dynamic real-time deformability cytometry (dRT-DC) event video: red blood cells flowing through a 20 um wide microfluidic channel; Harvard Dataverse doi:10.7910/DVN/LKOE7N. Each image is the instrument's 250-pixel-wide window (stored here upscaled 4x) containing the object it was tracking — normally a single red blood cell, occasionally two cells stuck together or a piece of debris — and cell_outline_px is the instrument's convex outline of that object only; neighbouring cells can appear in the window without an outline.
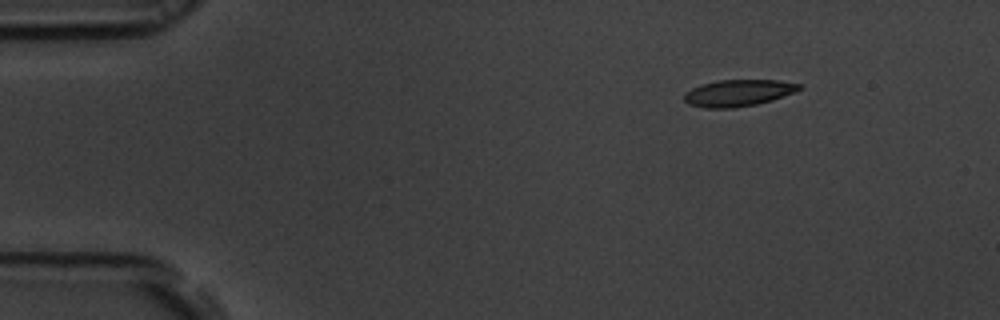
{"species": "common noctule bat (a hibernating species)", "species_latin": "Nyctalus noctula", "temperature_condition": "room temperature", "stored_images_in_passage": 49, "camera_frame_rate_fps": 3000, "um_per_image_px": 0.085, "animal": {"sex": "male", "body_mass_g": 19.5, "forearm_length_mm": 54.6}, "frame": {"image": 1, "passage_image": 1, "time_ms": 0.0, "image_size_px": [1000, 320], "cell_outline_px": [[804, 88], [796, 92], [772, 100], [756, 104], [732, 108], [704, 108], [688, 104], [684, 100], [684, 92], [700, 84], [716, 80], [776, 80], [804, 84]], "centroid_in_image_um": [62.77, 7.89], "position_along_channel_um": 22.2, "area_um2": 18.15}}
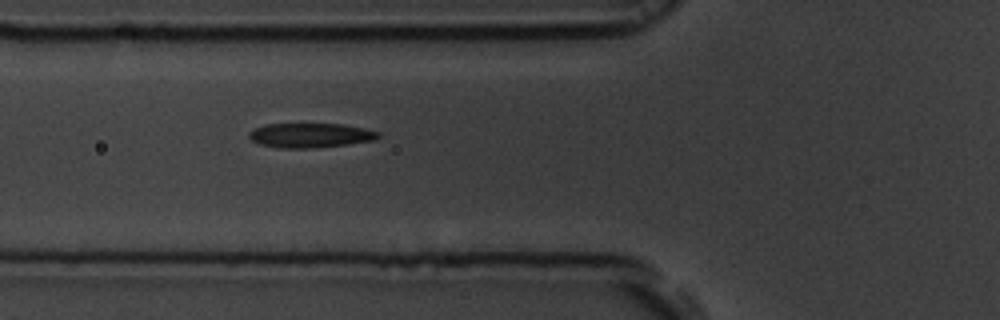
{"frame": {"image": 2, "passage_image": 14, "time_ms": 4.333, "image_size_px": [1000, 320], "cell_outline_px": [[380, 136], [372, 140], [348, 144], [312, 148], [280, 148], [260, 144], [252, 140], [248, 136], [248, 132], [264, 124], [344, 124], [364, 128], [380, 132]], "centroid_in_image_um": [26.37, 11.5], "position_along_channel_um": 99.4, "area_um2": 18.38}}
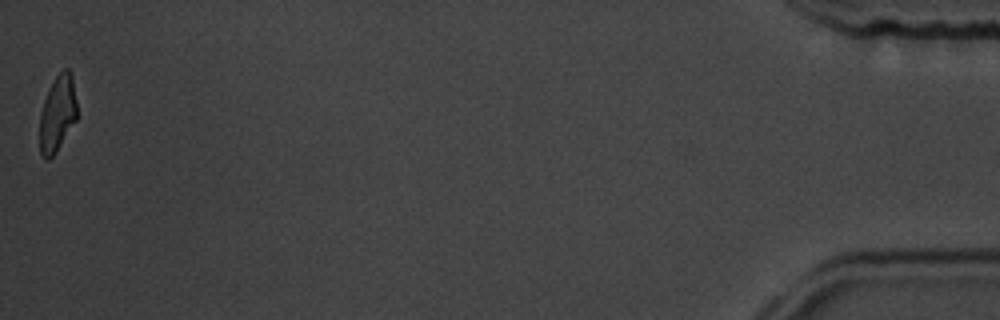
{"frame": {"image": 3, "passage_image": 49, "time_ms": 16.0, "image_size_px": [1000, 320], "cell_outline_px": [[76, 120], [56, 152], [48, 160], [44, 160], [40, 152], [40, 112], [48, 88], [56, 76], [64, 68], [68, 68], [72, 76], [76, 100]], "centroid_in_image_um": [4.87, 9.66], "position_along_channel_um": 430.3, "area_um2": 16.53}, "authors_computed_cell_mechanics": {"area_um2": 18.4382, "velocity_mm_per_s": 3.6833, "shape_relaxation_time_tau1_ms": 4.9394, "shape_relaxation_time_tau2_ms": 2.4636, "deformation_change_tau1": 0.1628, "deformation_change_tau2": 0.1016}}